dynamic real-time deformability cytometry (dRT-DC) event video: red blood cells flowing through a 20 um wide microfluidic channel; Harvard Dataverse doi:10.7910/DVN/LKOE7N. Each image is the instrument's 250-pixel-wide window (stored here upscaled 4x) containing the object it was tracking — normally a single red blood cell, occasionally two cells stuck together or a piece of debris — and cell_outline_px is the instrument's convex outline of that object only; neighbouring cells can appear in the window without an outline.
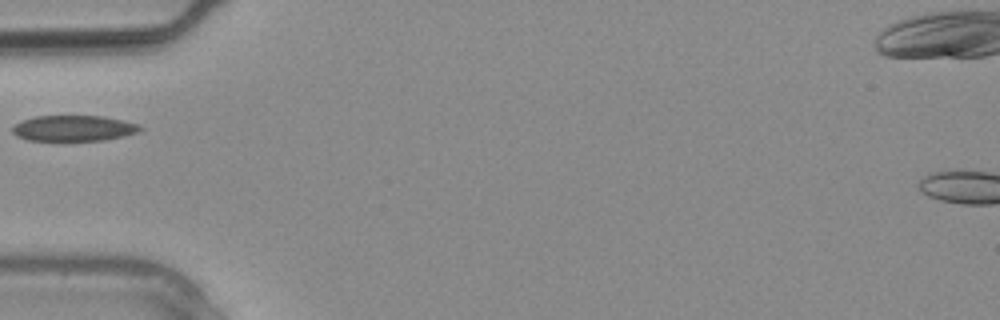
{"species": "common noctule bat (a hibernating species)", "species_latin": "Nyctalus noctula", "temperature_condition": "warm", "stored_images_in_passage": 4, "camera_frame_rate_fps": 3000, "um_per_image_px": 0.085, "animal": {"sex": "male", "body_mass_g": 20.4}, "frame": {"image": 1, "passage_image": 4, "time_ms": 1.0, "image_size_px": [1000, 320], "cell_outline_px": [[144, 128], [136, 132], [124, 136], [104, 140], [28, 140], [16, 136], [12, 132], [12, 128], [16, 124], [24, 120], [36, 116], [104, 116], [124, 120], [136, 124]], "centroid_in_image_um": [6.27, 10.9], "position_along_channel_um": 78.7, "area_um2": 18.96}}